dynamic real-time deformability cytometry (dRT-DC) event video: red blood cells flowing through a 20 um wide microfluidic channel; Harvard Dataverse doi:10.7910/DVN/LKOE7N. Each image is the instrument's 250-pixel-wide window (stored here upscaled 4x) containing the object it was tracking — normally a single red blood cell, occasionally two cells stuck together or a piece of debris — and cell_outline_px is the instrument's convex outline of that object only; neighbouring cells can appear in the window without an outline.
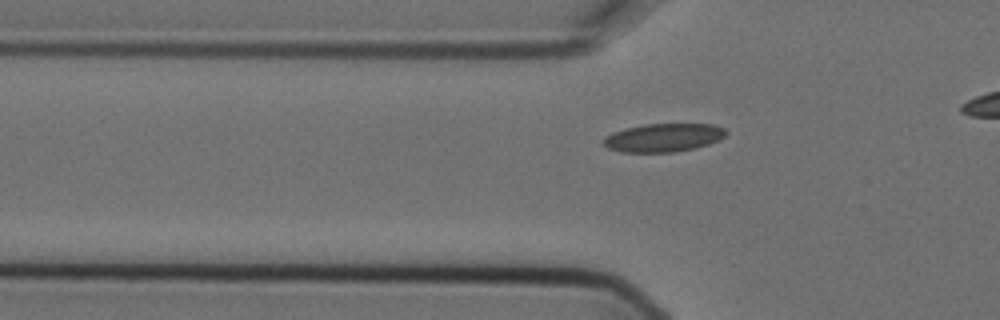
{"species": "Egyptian fruit bat (a non-hibernating species)", "species_latin": "Rousettus aegyptiacus", "temperature_condition": "cold", "stored_images_in_passage": 4, "camera_frame_rate_fps": 3000, "um_per_image_px": 0.085, "animal": {"sex": "female"}, "frame": {"image": 1, "passage_image": 4, "time_ms": 1.0, "image_size_px": [1000, 320], "cell_outline_px": [[728, 132], [724, 136], [708, 144], [696, 148], [676, 152], [620, 152], [608, 148], [604, 144], [604, 140], [612, 132], [644, 124], [712, 124], [724, 128]], "centroid_in_image_um": [56.41, 11.7], "position_along_channel_um": 69.4, "area_um2": 20.06}}